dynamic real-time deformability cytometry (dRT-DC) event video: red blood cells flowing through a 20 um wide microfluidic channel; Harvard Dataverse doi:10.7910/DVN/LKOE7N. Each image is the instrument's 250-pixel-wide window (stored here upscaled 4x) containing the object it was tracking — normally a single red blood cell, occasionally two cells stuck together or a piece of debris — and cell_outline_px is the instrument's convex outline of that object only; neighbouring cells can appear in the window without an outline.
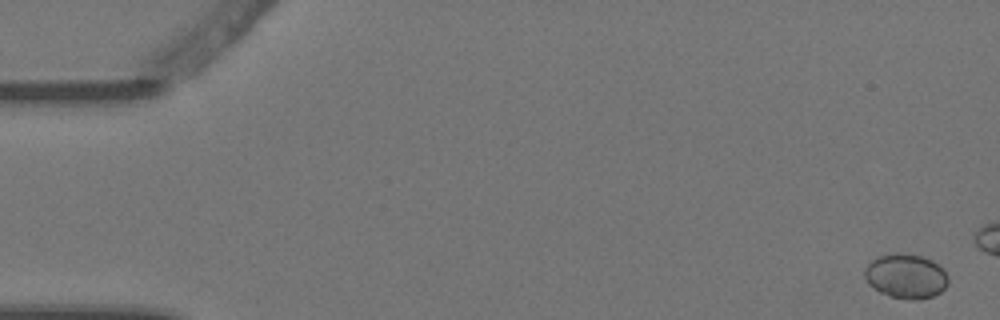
{"species": "Egyptian fruit bat (a non-hibernating species)", "species_latin": "Rousettus aegyptiacus", "temperature_condition": "warm", "stored_images_in_passage": 5, "camera_frame_rate_fps": 3000, "um_per_image_px": 0.085, "animal": {"sex": "female"}, "frame": {"image": 1, "passage_image": 1, "time_ms": 0.0, "image_size_px": [1000, 320], "cell_outline_px": [[948, 284], [940, 292], [932, 296], [920, 300], [908, 300], [888, 296], [880, 292], [868, 284], [864, 276], [864, 268], [872, 260], [880, 256], [896, 252], [920, 256], [932, 260], [944, 268], [948, 276]], "centroid_in_image_um": [77.01, 23.48], "position_along_channel_um": 8.0, "area_um2": 21.91}}